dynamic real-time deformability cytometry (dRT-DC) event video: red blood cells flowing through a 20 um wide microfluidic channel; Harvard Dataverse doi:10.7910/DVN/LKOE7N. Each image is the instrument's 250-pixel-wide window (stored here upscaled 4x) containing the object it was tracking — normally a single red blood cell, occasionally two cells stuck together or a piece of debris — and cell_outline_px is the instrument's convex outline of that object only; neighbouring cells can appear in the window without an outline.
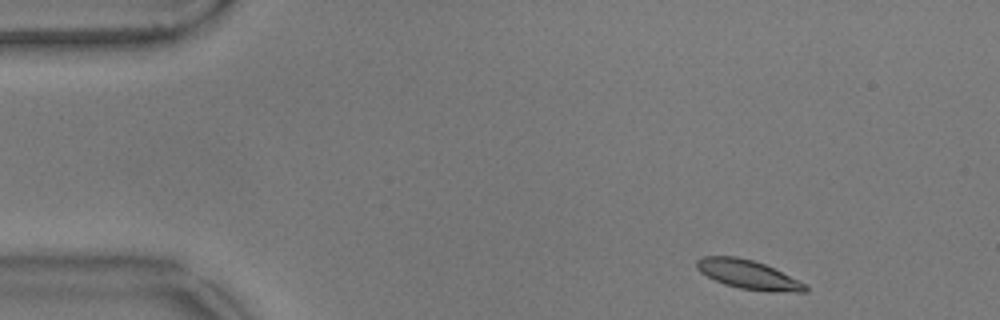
{"species": "common noctule bat (a hibernating species)", "species_latin": "Nyctalus noctula", "temperature_condition": "warm", "stored_images_in_passage": 48, "camera_frame_rate_fps": 3000, "um_per_image_px": 0.085, "animal": {"sex": "male", "body_mass_g": 17.9}, "frame": {"image": 1, "passage_image": 2, "time_ms": 0.333, "image_size_px": [1000, 320], "cell_outline_px": [[808, 292], [768, 292], [740, 288], [724, 284], [700, 272], [696, 268], [696, 260], [704, 256], [736, 256], [752, 260], [764, 264], [808, 284]], "centroid_in_image_um": [63.63, 23.35], "position_along_channel_um": 21.4, "area_um2": 18.38}}
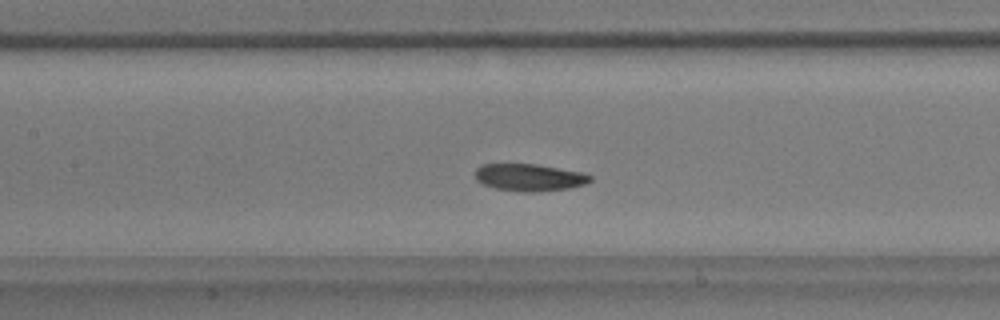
{"frame": {"image": 2, "passage_image": 21, "time_ms": 6.667, "image_size_px": [1000, 320], "cell_outline_px": [[592, 180], [584, 184], [568, 188], [540, 192], [520, 192], [496, 188], [484, 184], [476, 180], [476, 168], [480, 164], [536, 164], [584, 172], [592, 176]], "centroid_in_image_um": [45.01, 15.08], "position_along_channel_um": 162.4, "area_um2": 18.32}}
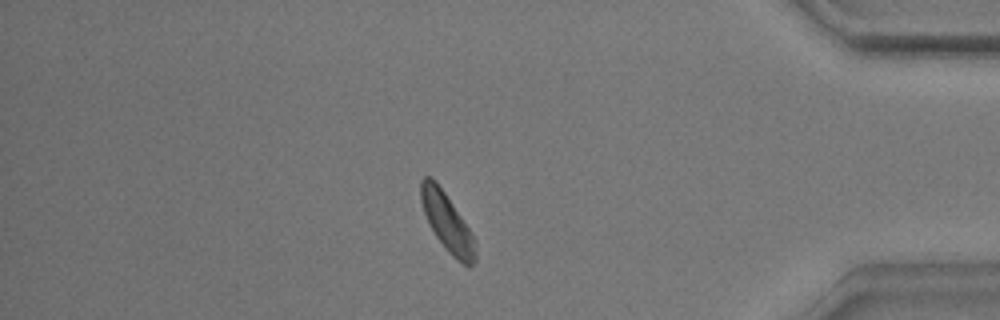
{"frame": {"image": 3, "passage_image": 44, "time_ms": 14.333, "image_size_px": [1000, 320], "cell_outline_px": [[476, 260], [468, 268], [456, 260], [444, 248], [428, 224], [420, 200], [420, 180], [424, 176], [432, 176], [436, 180], [472, 232], [476, 240]], "centroid_in_image_um": [38.01, 18.91], "position_along_channel_um": 397.2, "area_um2": 18.84}, "authors_computed_cell_mechanics": {"area_um2": 18.5827, "velocity_mm_per_s": 3.5172, "shape_relaxation_time_tau1_ms": 2.499, "shape_relaxation_time_tau2_ms": 2.9905, "deformation_change_tau1": 0.0941, "deformation_change_tau2": 0.0988}}